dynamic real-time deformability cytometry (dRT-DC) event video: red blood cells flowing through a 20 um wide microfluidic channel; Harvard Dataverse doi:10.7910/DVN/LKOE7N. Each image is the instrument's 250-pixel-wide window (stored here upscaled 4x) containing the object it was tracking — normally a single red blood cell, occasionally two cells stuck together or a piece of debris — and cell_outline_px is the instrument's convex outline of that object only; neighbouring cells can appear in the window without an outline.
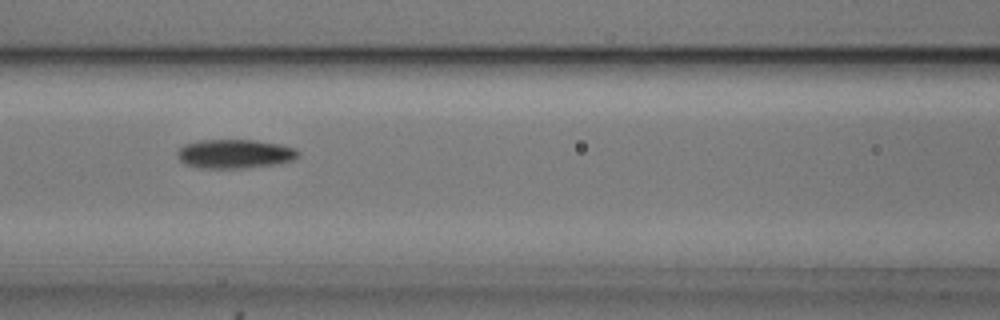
{"species": "common noctule bat (a hibernating species)", "species_latin": "Nyctalus noctula", "temperature_condition": "cold", "stored_images_in_passage": 39, "camera_frame_rate_fps": 3000, "um_per_image_px": 0.085, "animal": {"sex": "male", "body_mass_g": 20.5, "forearm_length_mm": 52.5}, "frame": {"image": 1, "passage_image": 8, "time_ms": 2.333, "image_size_px": [1000, 320], "cell_outline_px": [[300, 156], [292, 160], [276, 164], [248, 168], [196, 168], [184, 164], [180, 160], [176, 152], [184, 144], [200, 140], [256, 140], [280, 144], [296, 148], [300, 152]], "centroid_in_image_um": [19.96, 13.08], "position_along_channel_um": 146.6, "area_um2": 20.69}}
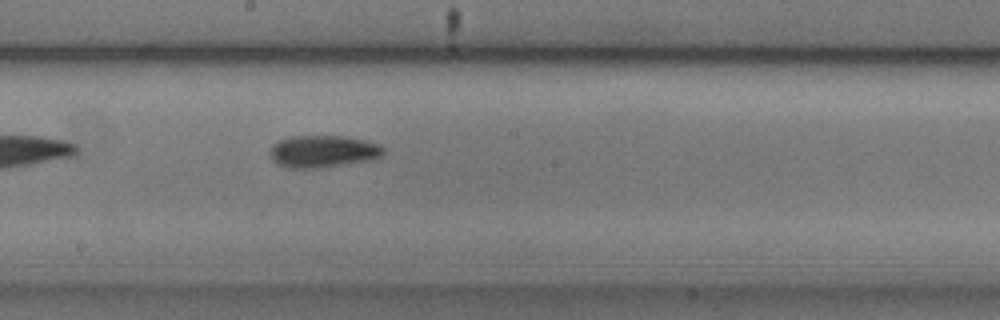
{"frame": {"image": 2, "passage_image": 14, "time_ms": 4.333, "image_size_px": [1000, 320], "cell_outline_px": [[384, 156], [372, 160], [320, 168], [288, 168], [276, 164], [272, 160], [272, 144], [288, 136], [344, 136], [364, 140], [380, 144], [384, 148]], "centroid_in_image_um": [27.49, 12.87], "position_along_channel_um": 220.7, "area_um2": 21.44}}
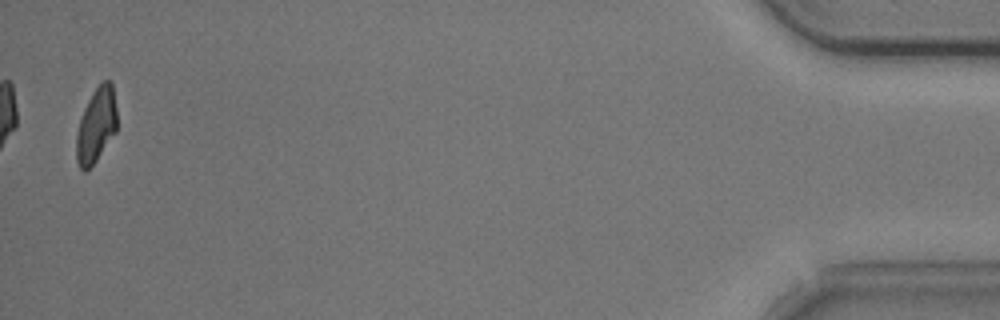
{"frame": {"image": 3, "passage_image": 38, "time_ms": 12.333, "image_size_px": [1000, 320], "cell_outline_px": [[116, 132], [96, 160], [84, 172], [80, 168], [76, 160], [76, 136], [80, 120], [84, 108], [92, 92], [104, 80], [108, 80], [112, 84], [116, 108]], "centroid_in_image_um": [8.17, 10.65], "position_along_channel_um": 427.0, "area_um2": 17.46}, "authors_computed_cell_mechanics": {"area_um2": 20.1144, "velocity_mm_per_s": 3.6987, "shape_relaxation_time_tau1_ms": 3.3978, "shape_relaxation_time_tau2_ms": 5.1704, "deformation_change_tau1": 0.1133, "deformation_change_tau2": 0.0973}}